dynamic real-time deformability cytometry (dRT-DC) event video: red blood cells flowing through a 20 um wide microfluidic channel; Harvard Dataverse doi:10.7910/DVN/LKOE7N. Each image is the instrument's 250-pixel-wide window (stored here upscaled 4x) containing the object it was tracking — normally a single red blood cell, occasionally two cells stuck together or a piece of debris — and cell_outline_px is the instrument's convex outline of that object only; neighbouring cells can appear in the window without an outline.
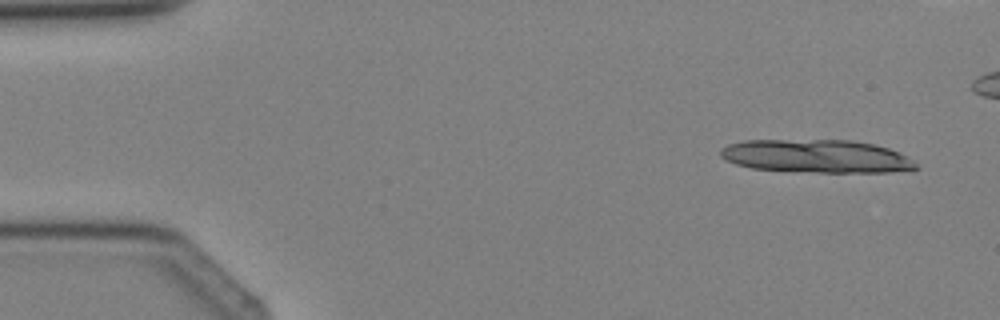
{"species": "Egyptian fruit bat (a non-hibernating species)", "species_latin": "Rousettus aegyptiacus", "temperature_condition": "cold", "stored_images_in_passage": 4, "camera_frame_rate_fps": 3000, "um_per_image_px": 0.085, "animal": {"sex": "female"}, "frame": {"image": 1, "passage_image": 1, "time_ms": 0.0, "image_size_px": [1000, 320], "cell_outline_px": [[920, 168], [912, 172], [816, 172], [752, 168], [736, 164], [720, 156], [720, 148], [728, 144], [744, 140], [852, 140], [876, 144], [900, 152], [912, 160]], "centroid_in_image_um": [69.48, 13.28], "position_along_channel_um": 15.5, "area_um2": 38.03}}